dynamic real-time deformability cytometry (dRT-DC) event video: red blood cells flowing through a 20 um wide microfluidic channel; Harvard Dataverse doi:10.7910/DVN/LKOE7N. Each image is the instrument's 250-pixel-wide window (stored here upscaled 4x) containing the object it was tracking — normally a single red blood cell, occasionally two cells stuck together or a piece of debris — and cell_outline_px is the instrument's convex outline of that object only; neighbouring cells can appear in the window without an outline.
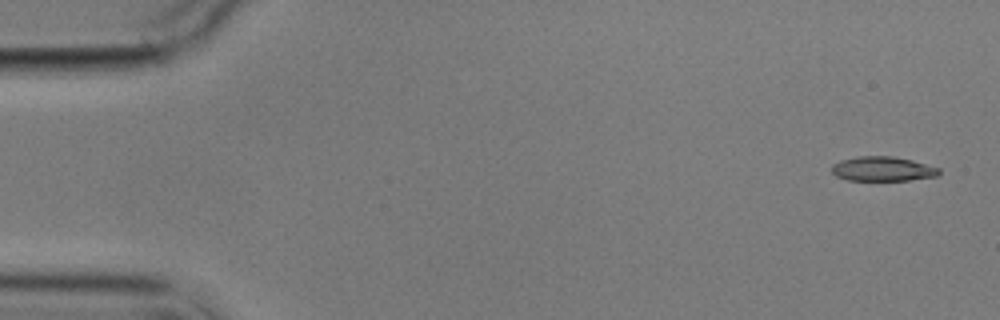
{"species": "common noctule bat (a hibernating species)", "species_latin": "Nyctalus noctula", "temperature_condition": "cold", "stored_images_in_passage": 6, "camera_frame_rate_fps": 3000, "um_per_image_px": 0.085, "animal": {"sex": "male", "body_mass_g": 17.9}, "frame": {"image": 1, "passage_image": 1, "time_ms": 0.0, "image_size_px": [1000, 320], "cell_outline_px": [[940, 172], [936, 176], [908, 180], [848, 180], [836, 176], [832, 172], [832, 164], [840, 160], [856, 156], [892, 156], [912, 160], [940, 168]], "centroid_in_image_um": [75.0, 14.35], "position_along_channel_um": 10.0, "area_um2": 15.32}}
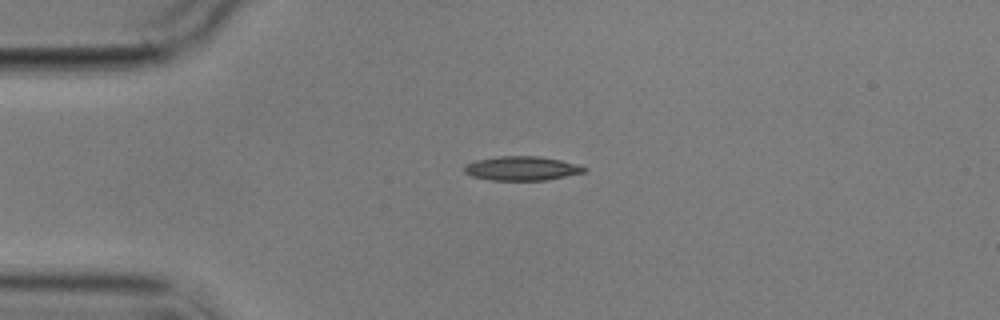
{"frame": {"image": 2, "passage_image": 4, "time_ms": 3.667, "image_size_px": [1000, 320], "cell_outline_px": [[588, 168], [584, 172], [544, 180], [492, 180], [472, 176], [464, 172], [464, 164], [476, 160], [500, 156], [540, 156], [560, 160], [576, 164]], "centroid_in_image_um": [44.32, 14.3], "position_along_channel_um": 40.7, "area_um2": 16.7}}
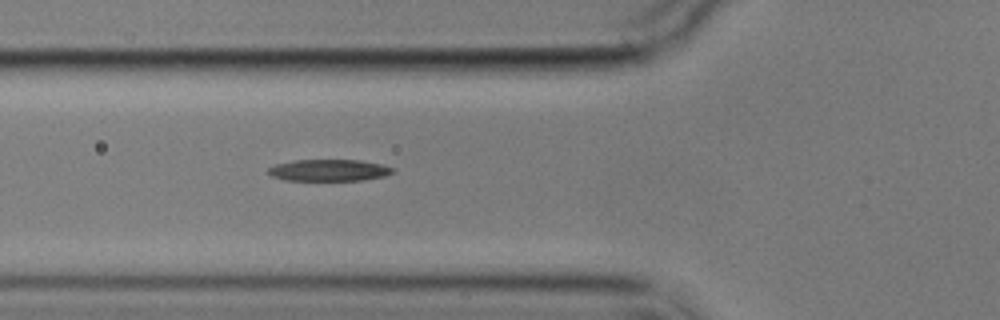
{"frame": {"image": 3, "passage_image": 6, "time_ms": 6.0, "image_size_px": [1000, 320], "cell_outline_px": [[392, 172], [384, 176], [360, 180], [284, 180], [272, 176], [268, 172], [268, 168], [276, 164], [296, 160], [360, 160], [380, 164], [392, 168]], "centroid_in_image_um": [27.92, 14.47], "position_along_channel_um": 97.9, "area_um2": 15.43}}